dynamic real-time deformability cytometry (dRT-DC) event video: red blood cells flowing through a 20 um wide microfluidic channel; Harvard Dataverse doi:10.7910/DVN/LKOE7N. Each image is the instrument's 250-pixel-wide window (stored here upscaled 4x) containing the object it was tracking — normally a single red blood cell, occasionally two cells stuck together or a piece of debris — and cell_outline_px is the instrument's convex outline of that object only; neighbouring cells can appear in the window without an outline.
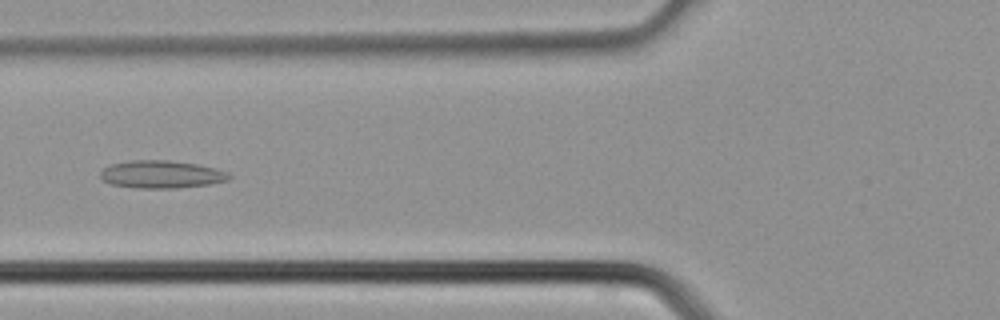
{"species": "common noctule bat (a hibernating species)", "species_latin": "Nyctalus noctula", "temperature_condition": "cold", "stored_images_in_passage": 38, "camera_frame_rate_fps": 3000, "um_per_image_px": 0.085, "animal": {"sex": "male", "body_mass_g": 21.5, "forearm_length_mm": 52.0}, "frame": {"image": 1, "passage_image": 14, "time_ms": 4.333, "image_size_px": [1000, 320], "cell_outline_px": [[232, 176], [228, 180], [208, 184], [176, 188], [140, 188], [112, 184], [100, 180], [100, 172], [104, 168], [112, 164], [132, 160], [168, 160], [196, 164], [216, 168], [228, 172]], "centroid_in_image_um": [13.72, 14.82], "position_along_channel_um": 112.1, "area_um2": 20.69}}
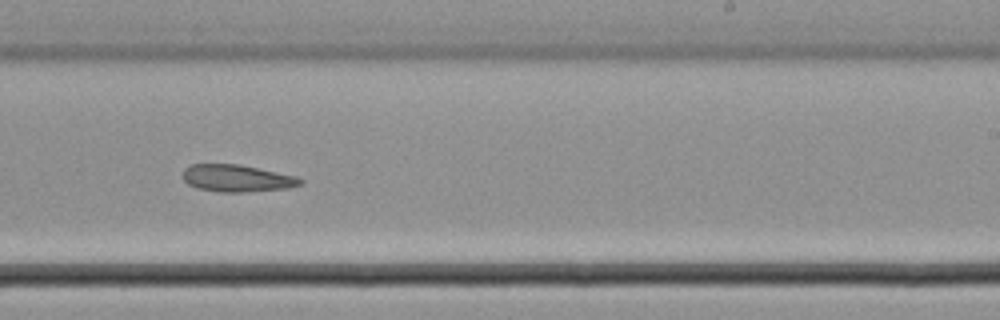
{"frame": {"image": 2, "passage_image": 23, "time_ms": 7.333, "image_size_px": [1000, 320], "cell_outline_px": [[304, 184], [288, 188], [244, 192], [220, 192], [196, 188], [188, 184], [184, 180], [184, 168], [192, 164], [236, 164], [296, 176], [304, 180]], "centroid_in_image_um": [20.15, 15.16], "position_along_channel_um": 268.9, "area_um2": 18.44}}
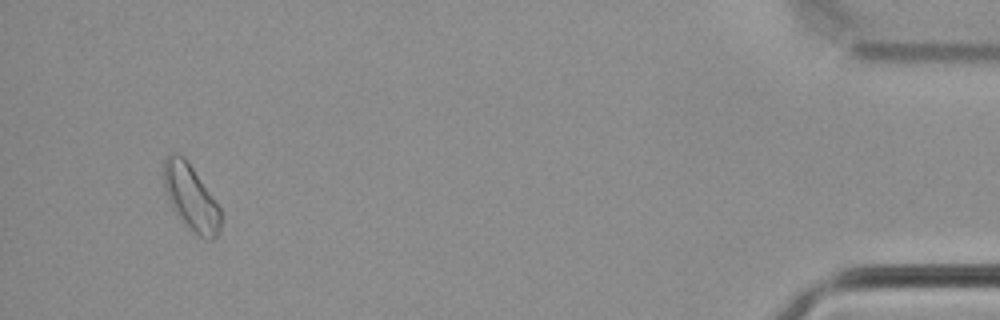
{"frame": {"image": 3, "passage_image": 36, "time_ms": 11.667, "image_size_px": [1000, 320], "cell_outline_px": [[220, 232], [212, 240], [208, 240], [192, 232], [188, 228], [172, 208], [164, 188], [164, 160], [168, 152], [176, 152], [184, 156], [220, 208]], "centroid_in_image_um": [16.2, 16.78], "position_along_channel_um": 419.0, "area_um2": 21.62}}